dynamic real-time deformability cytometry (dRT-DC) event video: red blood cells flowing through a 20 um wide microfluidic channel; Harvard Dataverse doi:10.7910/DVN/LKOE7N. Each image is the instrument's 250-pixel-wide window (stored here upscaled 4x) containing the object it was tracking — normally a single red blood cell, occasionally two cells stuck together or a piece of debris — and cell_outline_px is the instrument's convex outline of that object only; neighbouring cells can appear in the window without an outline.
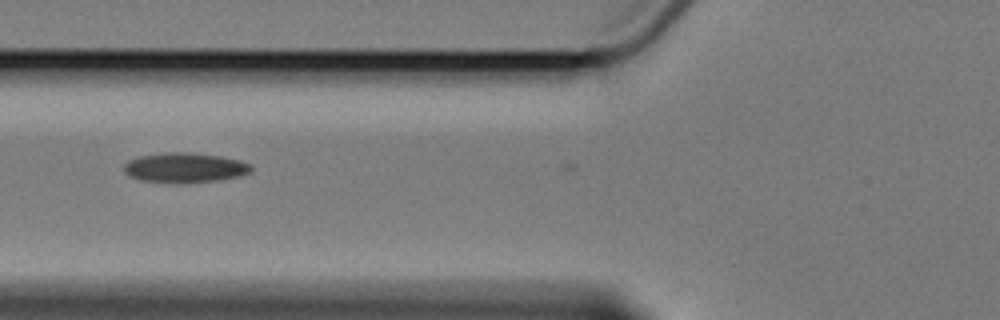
{"species": "Egyptian fruit bat (a non-hibernating species)", "species_latin": "Rousettus aegyptiacus", "temperature_condition": "cold", "stored_images_in_passage": 10, "camera_frame_rate_fps": 3000, "um_per_image_px": 0.085, "animal": {"sex": "female"}, "frame": {"image": 1, "passage_image": 5, "time_ms": 6.0, "image_size_px": [1000, 320], "cell_outline_px": [[252, 172], [240, 176], [216, 180], [140, 180], [128, 176], [124, 172], [124, 164], [128, 160], [140, 156], [164, 152], [188, 152], [220, 156], [240, 160], [252, 164]], "centroid_in_image_um": [15.73, 14.2], "position_along_channel_um": 110.1, "area_um2": 21.33}}
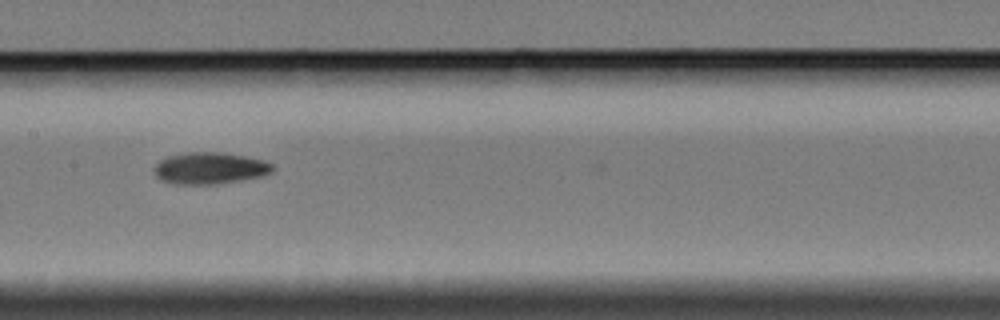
{"frame": {"image": 2, "passage_image": 7, "time_ms": 8.333, "image_size_px": [1000, 320], "cell_outline_px": [[276, 168], [272, 172], [264, 176], [240, 180], [212, 184], [180, 184], [160, 180], [156, 176], [152, 168], [160, 160], [168, 156], [188, 152], [224, 152], [264, 160], [272, 164]], "centroid_in_image_um": [17.85, 14.29], "position_along_channel_um": 189.5, "area_um2": 21.96}}
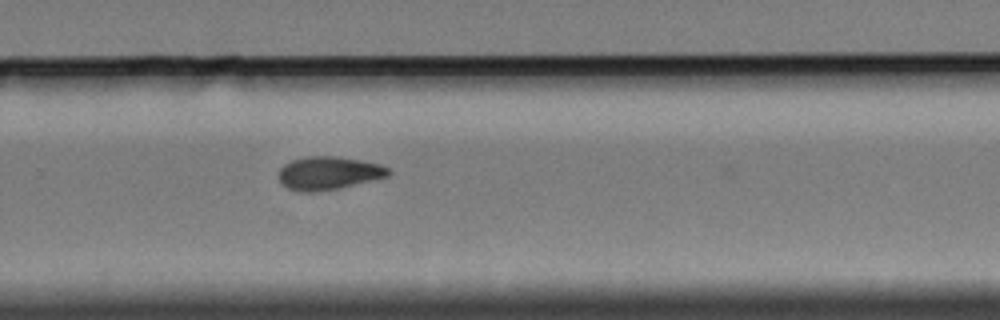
{"frame": {"image": 3, "passage_image": 10, "time_ms": 11.667, "image_size_px": [1000, 320], "cell_outline_px": [[392, 172], [388, 176], [340, 188], [312, 192], [300, 192], [288, 188], [280, 180], [280, 168], [284, 164], [292, 160], [308, 156], [336, 156], [364, 160], [380, 164], [388, 168]], "centroid_in_image_um": [27.96, 14.7], "position_along_channel_um": 301.8, "area_um2": 21.15}}